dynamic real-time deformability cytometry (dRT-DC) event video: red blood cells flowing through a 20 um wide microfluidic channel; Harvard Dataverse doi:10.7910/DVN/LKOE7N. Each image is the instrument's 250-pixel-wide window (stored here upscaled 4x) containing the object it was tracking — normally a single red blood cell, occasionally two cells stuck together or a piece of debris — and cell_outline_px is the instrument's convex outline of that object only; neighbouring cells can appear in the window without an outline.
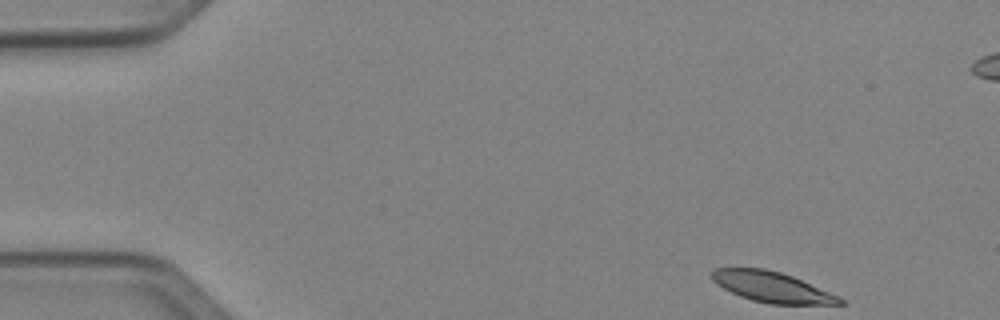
{"species": "Egyptian fruit bat (a non-hibernating species)", "species_latin": "Rousettus aegyptiacus", "temperature_condition": "cold", "stored_images_in_passage": 48, "segment_of_instrument_passage": [1, 2], "camera_frame_rate_fps": 3000, "um_per_image_px": 0.085, "animal": {"sex": "female"}, "frame": {"image": 1, "passage_image": 1, "time_ms": 0.0, "image_size_px": [1000, 320], "cell_outline_px": [[844, 304], [772, 304], [752, 300], [740, 296], [716, 284], [712, 280], [712, 268], [764, 268], [780, 272], [792, 276], [840, 296], [844, 300]], "centroid_in_image_um": [65.62, 24.39], "position_along_channel_um": 19.4, "area_um2": 22.6}}
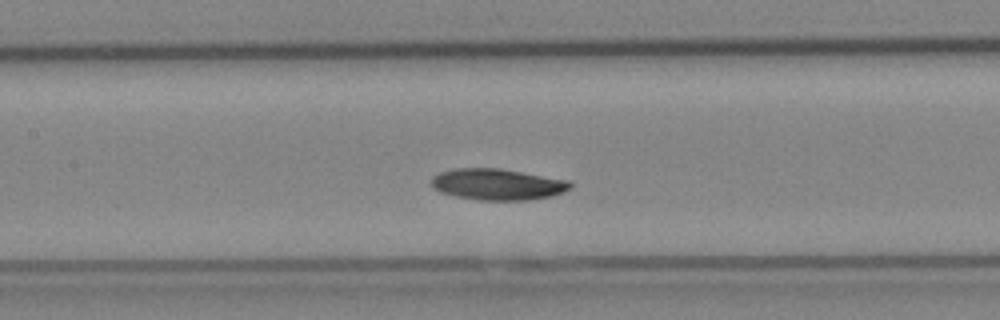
{"frame": {"image": 2, "passage_image": 20, "time_ms": 6.333, "image_size_px": [1000, 320], "cell_outline_px": [[572, 188], [552, 196], [528, 200], [476, 200], [456, 196], [440, 192], [432, 188], [432, 176], [440, 172], [456, 168], [500, 168], [568, 180], [572, 184]], "centroid_in_image_um": [42.28, 15.67], "position_along_channel_um": 165.1, "area_um2": 25.37}}
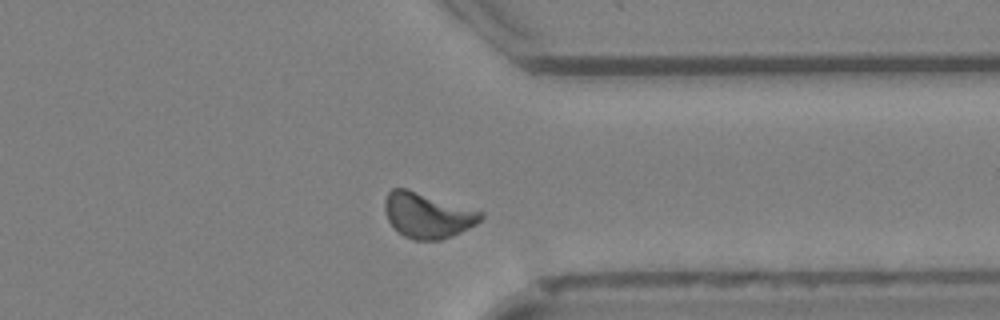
{"frame": {"image": 3, "passage_image": 36, "time_ms": 11.667, "image_size_px": [1000, 320], "cell_outline_px": [[484, 216], [476, 224], [452, 236], [440, 240], [412, 240], [404, 236], [388, 220], [384, 208], [384, 200], [388, 192], [392, 188], [404, 188], [484, 212]], "centroid_in_image_um": [36.33, 18.31], "position_along_channel_um": 375.1, "area_um2": 25.03}}